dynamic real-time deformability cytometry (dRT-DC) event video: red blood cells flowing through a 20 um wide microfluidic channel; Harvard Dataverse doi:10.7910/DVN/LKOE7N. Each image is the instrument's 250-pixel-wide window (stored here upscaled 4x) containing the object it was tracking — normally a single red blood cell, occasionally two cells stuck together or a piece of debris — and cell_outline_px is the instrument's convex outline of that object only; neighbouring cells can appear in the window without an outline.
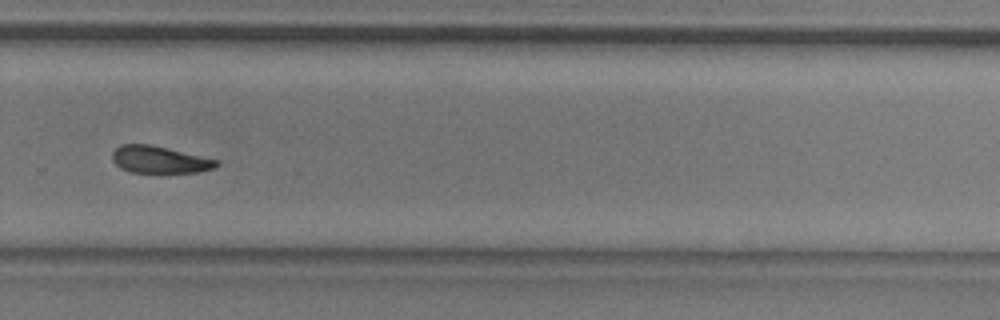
{"species": "common noctule bat (a hibernating species)", "species_latin": "Nyctalus noctula", "temperature_condition": "room temperature", "stored_images_in_passage": 39, "camera_frame_rate_fps": 3000, "um_per_image_px": 0.085, "animal": {"sex": "male", "body_mass_g": 20.5, "forearm_length_mm": 52.5}, "frame": {"image": 1, "passage_image": 23, "time_ms": 7.333, "image_size_px": [1000, 320], "cell_outline_px": [[220, 164], [216, 168], [196, 172], [160, 176], [128, 172], [120, 168], [112, 160], [112, 152], [120, 144], [152, 144], [220, 160]], "centroid_in_image_um": [13.58, 13.62], "position_along_channel_um": 316.2, "area_um2": 17.63}}
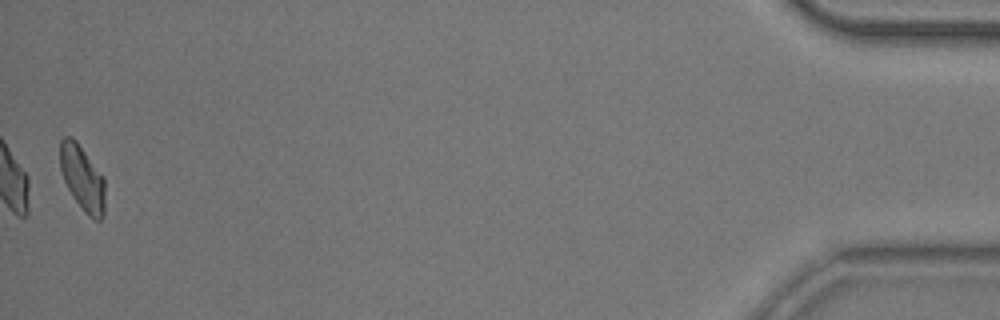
{"frame": {"image": 2, "passage_image": 39, "time_ms": 12.667, "image_size_px": [1000, 320], "cell_outline_px": [[104, 216], [100, 220], [96, 220], [88, 216], [84, 212], [72, 196], [64, 180], [60, 168], [60, 140], [64, 136], [72, 136], [76, 140], [104, 176]], "centroid_in_image_um": [7.0, 15.13], "position_along_channel_um": 428.2, "area_um2": 17.22}, "authors_computed_cell_mechanics": {"area_um2": 17.6868, "velocity_mm_per_s": 3.8548, "shape_relaxation_time_tau1_ms": 4.5705, "shape_relaxation_time_tau2_ms": null, "deformation_change_tau1": 0.1333, "deformation_change_tau2": null}}